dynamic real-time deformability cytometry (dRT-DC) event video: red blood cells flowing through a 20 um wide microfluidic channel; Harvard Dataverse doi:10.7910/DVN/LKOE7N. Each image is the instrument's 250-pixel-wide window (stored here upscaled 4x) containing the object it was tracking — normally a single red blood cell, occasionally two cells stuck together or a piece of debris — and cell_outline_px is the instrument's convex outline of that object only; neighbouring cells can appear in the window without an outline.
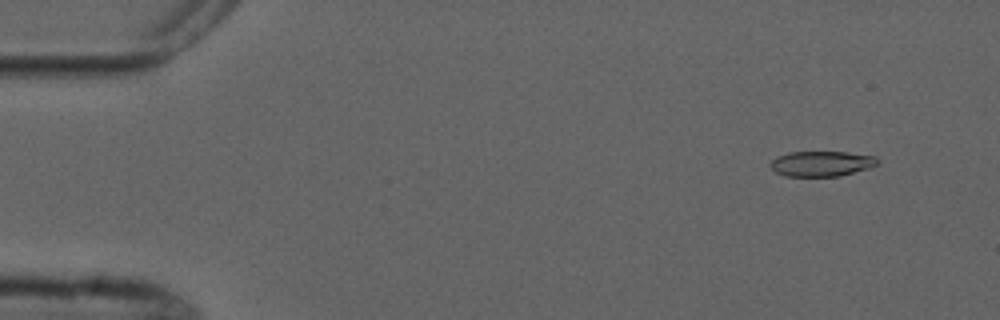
{"species": "common noctule bat (a hibernating species)", "species_latin": "Nyctalus noctula", "temperature_condition": "cold", "stored_images_in_passage": 5, "camera_frame_rate_fps": 3000, "um_per_image_px": 0.085, "animal": {"sex": "male", "forearm_length_mm": 52.5}, "frame": {"image": 1, "passage_image": 2, "time_ms": 1.333, "image_size_px": [1000, 320], "cell_outline_px": [[880, 160], [876, 164], [868, 168], [840, 176], [784, 176], [776, 172], [768, 164], [776, 156], [788, 152], [848, 152], [876, 156]], "centroid_in_image_um": [69.81, 13.9], "position_along_channel_um": 15.2, "area_um2": 15.84}}
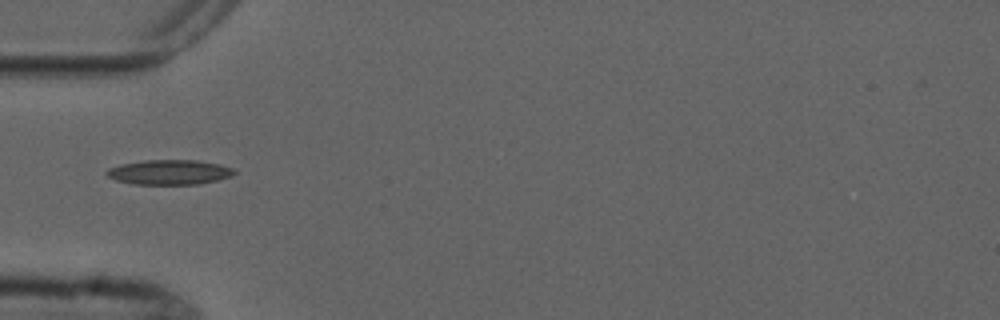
{"frame": {"image": 2, "passage_image": 5, "time_ms": 5.667, "image_size_px": [1000, 320], "cell_outline_px": [[236, 172], [232, 176], [200, 184], [132, 184], [116, 180], [108, 176], [104, 172], [108, 168], [120, 164], [144, 160], [196, 160], [220, 164], [236, 168]], "centroid_in_image_um": [14.41, 14.63], "position_along_channel_um": 70.6, "area_um2": 18.61}}